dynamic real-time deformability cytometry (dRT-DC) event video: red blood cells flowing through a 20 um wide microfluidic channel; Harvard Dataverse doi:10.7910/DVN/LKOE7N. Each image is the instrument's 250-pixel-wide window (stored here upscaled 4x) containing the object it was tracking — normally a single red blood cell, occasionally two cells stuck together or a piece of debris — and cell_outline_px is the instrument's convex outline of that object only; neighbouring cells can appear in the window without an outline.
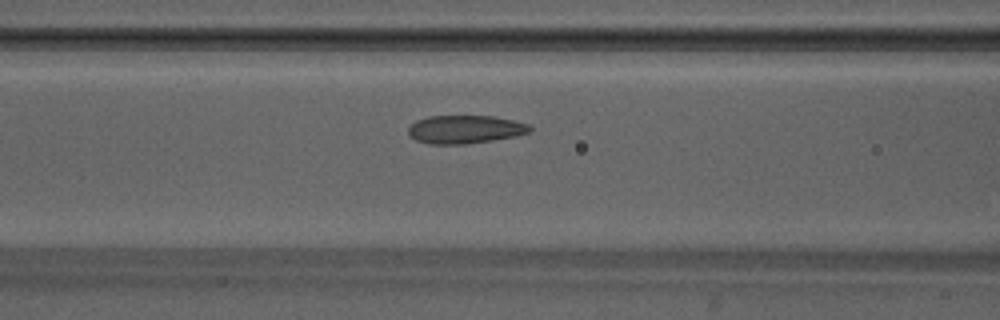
{"species": "Egyptian fruit bat (a non-hibernating species)", "species_latin": "Rousettus aegyptiacus", "temperature_condition": "warm", "stored_images_in_passage": 42, "camera_frame_rate_fps": 3000, "um_per_image_px": 0.085, "animal": {"sex": "male"}, "frame": {"image": 1, "passage_image": 13, "time_ms": 4.0, "image_size_px": [1000, 320], "cell_outline_px": [[532, 132], [516, 136], [492, 140], [464, 144], [428, 144], [416, 140], [408, 132], [408, 128], [416, 120], [428, 116], [492, 116], [512, 120], [528, 124], [532, 128]], "centroid_in_image_um": [39.54, 10.99], "position_along_channel_um": 127.1, "area_um2": 19.94}}
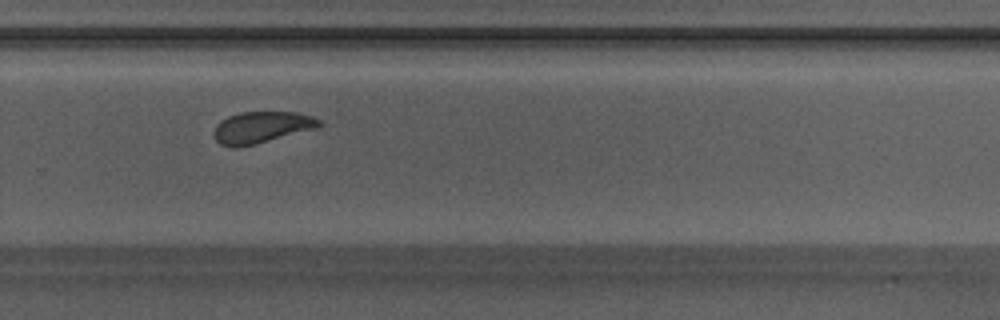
{"frame": {"image": 2, "passage_image": 26, "time_ms": 8.333, "image_size_px": [1000, 320], "cell_outline_px": [[324, 124], [316, 128], [256, 144], [236, 148], [232, 148], [220, 144], [216, 140], [216, 124], [220, 120], [228, 116], [240, 112], [296, 112], [312, 116], [320, 120]], "centroid_in_image_um": [22.24, 10.82], "position_along_channel_um": 307.6, "area_um2": 19.31}}
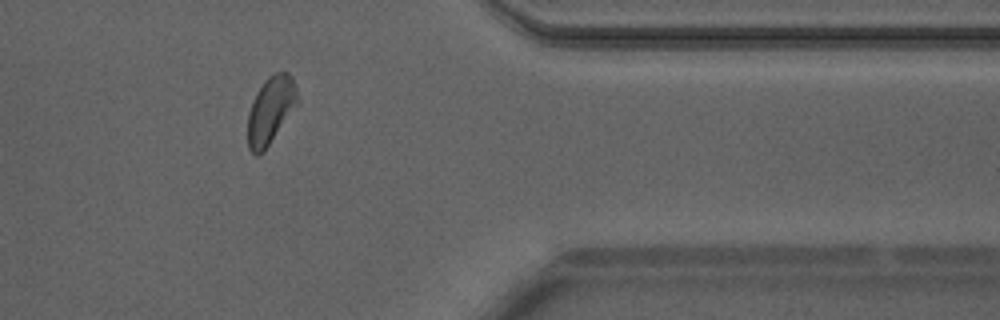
{"frame": {"image": 3, "passage_image": 33, "time_ms": 10.667, "image_size_px": [1000, 320], "cell_outline_px": [[300, 104], [264, 152], [256, 156], [248, 148], [248, 112], [256, 92], [264, 80], [272, 72], [288, 72], [292, 76], [296, 84], [300, 100]], "centroid_in_image_um": [23.05, 9.35], "position_along_channel_um": 388.3, "area_um2": 20.29}, "authors_computed_cell_mechanics": {"area_um2": 19.9699, "velocity_mm_per_s": 4.1807, "shape_relaxation_time_tau1_ms": 3.6214, "shape_relaxation_time_tau2_ms": 1.33, "deformation_change_tau1": 0.0964, "deformation_change_tau2": 0.0592}}